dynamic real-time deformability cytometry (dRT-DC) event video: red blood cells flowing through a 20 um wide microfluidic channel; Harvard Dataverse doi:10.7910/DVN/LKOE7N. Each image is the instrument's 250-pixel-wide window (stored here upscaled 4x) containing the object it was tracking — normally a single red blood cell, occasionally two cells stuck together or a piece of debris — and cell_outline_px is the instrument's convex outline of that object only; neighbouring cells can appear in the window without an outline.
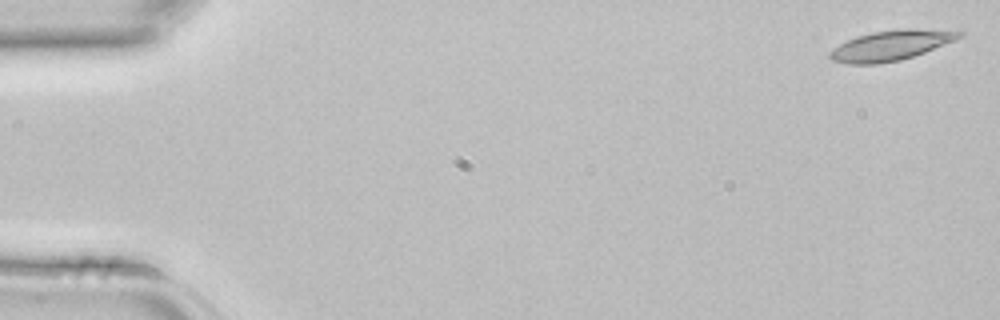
{"species": "common noctule bat (a hibernating species)", "species_latin": "Nyctalus noctula", "temperature_condition": "room temperature", "stored_images_in_passage": 4, "segment_of_instrument_passage": [2, 2], "camera_frame_rate_fps": 3000, "um_per_image_px": 0.085, "animal": {"sex": "female", "body_mass_g": 22.7, "forearm_length_mm": 54.2}, "frame": {"image": 1, "passage_image": 4, "time_ms": 1.0, "image_size_px": [1000, 320], "cell_outline_px": [[964, 36], [924, 52], [900, 60], [876, 64], [848, 64], [832, 60], [828, 56], [828, 52], [840, 44], [856, 36], [872, 32], [900, 28], [916, 28], [964, 32]], "centroid_in_image_um": [75.7, 3.85], "position_along_channel_um": 9.3, "area_um2": 22.54}}